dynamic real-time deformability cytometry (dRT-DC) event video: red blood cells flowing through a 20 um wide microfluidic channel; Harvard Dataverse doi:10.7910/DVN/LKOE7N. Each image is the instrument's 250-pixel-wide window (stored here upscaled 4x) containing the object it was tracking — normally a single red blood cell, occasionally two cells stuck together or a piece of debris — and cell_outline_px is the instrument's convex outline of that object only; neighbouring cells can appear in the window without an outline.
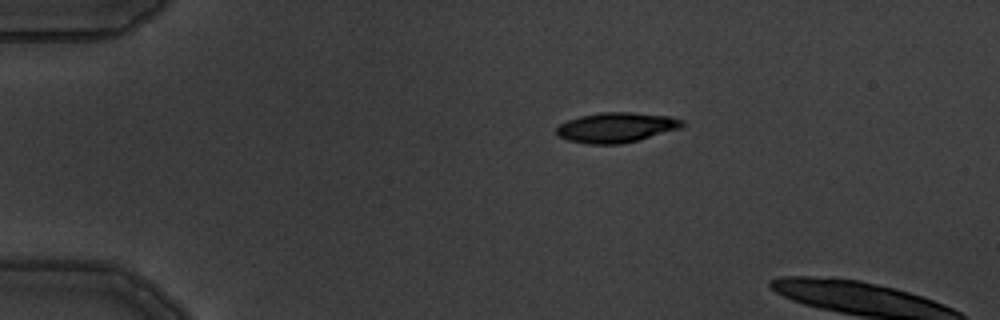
{"species": "common noctule bat (a hibernating species)", "species_latin": "Nyctalus noctula", "temperature_condition": "warm", "stored_images_in_passage": 5, "camera_frame_rate_fps": 3000, "um_per_image_px": 0.085, "animal": {"sex": "male", "body_mass_g": 19.5, "forearm_length_mm": 54.6}, "frame": {"image": 1, "passage_image": 3, "time_ms": 3.333, "image_size_px": [1000, 320], "cell_outline_px": [[684, 124], [680, 128], [636, 140], [620, 144], [588, 144], [568, 140], [556, 136], [556, 128], [560, 124], [568, 120], [580, 116], [600, 112], [632, 112], [668, 116], [684, 120]], "centroid_in_image_um": [52.34, 10.83], "position_along_channel_um": 32.7, "area_um2": 21.85}}